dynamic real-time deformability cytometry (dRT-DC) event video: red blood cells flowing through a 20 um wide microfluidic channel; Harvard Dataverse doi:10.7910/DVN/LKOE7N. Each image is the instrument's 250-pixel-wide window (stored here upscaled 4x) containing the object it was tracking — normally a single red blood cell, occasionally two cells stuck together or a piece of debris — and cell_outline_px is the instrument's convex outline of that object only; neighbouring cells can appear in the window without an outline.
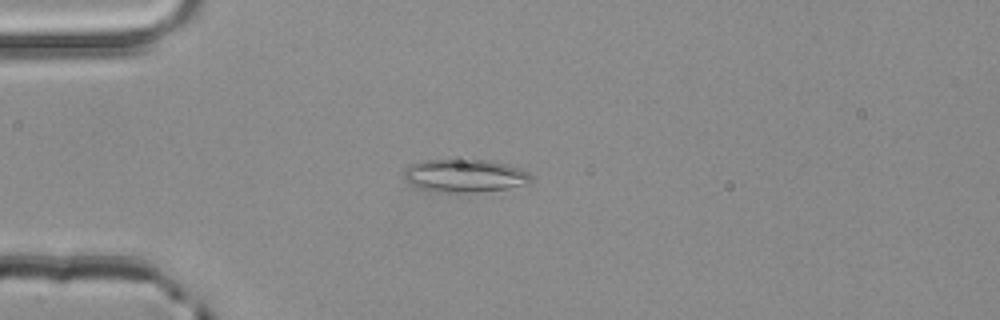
{"species": "common noctule bat (a hibernating species)", "species_latin": "Nyctalus noctula", "temperature_condition": "room temperature", "stored_images_in_passage": 3, "segment_of_instrument_passage": [1, 2], "camera_frame_rate_fps": 3000, "um_per_image_px": 0.085, "animal": {"sex": "male", "body_mass_g": 20.4}, "frame": {"image": 1, "passage_image": 2, "time_ms": 0.333, "image_size_px": [1000, 320], "cell_outline_px": [[532, 180], [524, 184], [504, 188], [472, 192], [428, 192], [416, 188], [404, 180], [404, 172], [408, 164], [424, 160], [468, 156], [488, 160], [504, 164], [528, 172], [532, 176]], "centroid_in_image_um": [39.38, 14.89], "position_along_channel_um": 45.6, "area_um2": 25.26}}